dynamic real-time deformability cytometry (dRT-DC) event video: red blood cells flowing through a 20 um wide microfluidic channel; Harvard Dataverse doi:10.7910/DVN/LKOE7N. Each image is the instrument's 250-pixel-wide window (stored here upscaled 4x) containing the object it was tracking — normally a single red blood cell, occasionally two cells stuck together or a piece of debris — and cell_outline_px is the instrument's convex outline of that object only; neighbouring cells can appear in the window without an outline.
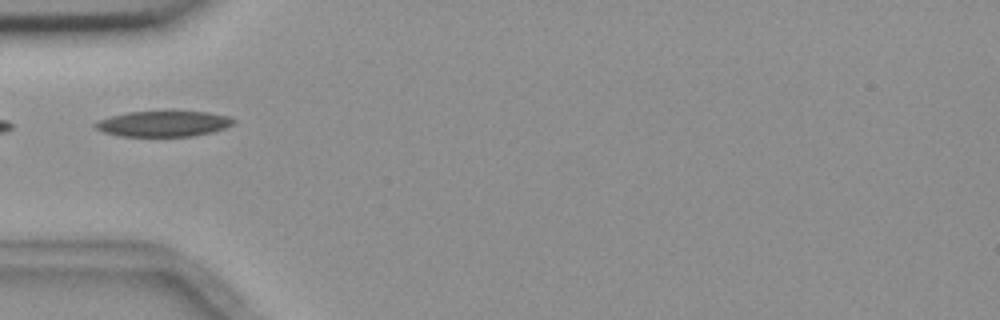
{"species": "common noctule bat (a hibernating species)", "species_latin": "Nyctalus noctula", "temperature_condition": "room temperature", "stored_images_in_passage": 5, "camera_frame_rate_fps": 3000, "um_per_image_px": 0.085, "animal": {"sex": "female", "body_mass_g": 18.4}, "frame": {"image": 1, "passage_image": 2, "time_ms": 1.333, "image_size_px": [1000, 320], "cell_outline_px": [[236, 120], [232, 124], [224, 128], [212, 132], [192, 136], [120, 136], [104, 132], [96, 128], [92, 124], [100, 120], [112, 116], [128, 112], [208, 112], [228, 116]], "centroid_in_image_um": [13.9, 10.52], "position_along_channel_um": 71.1, "area_um2": 20.35}}
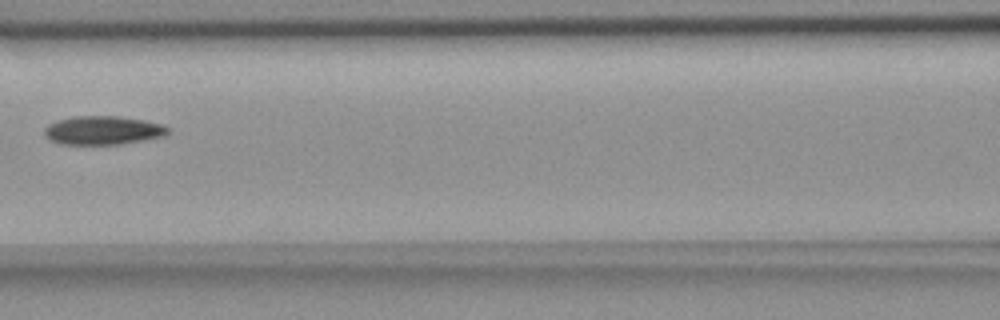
{"frame": {"image": 2, "passage_image": 4, "time_ms": 3.667, "image_size_px": [1000, 320], "cell_outline_px": [[168, 132], [164, 136], [144, 140], [120, 144], [60, 144], [48, 140], [44, 136], [44, 128], [48, 124], [72, 116], [116, 116], [144, 120], [164, 124], [168, 128]], "centroid_in_image_um": [8.72, 11.08], "position_along_channel_um": 157.9, "area_um2": 20.69}}
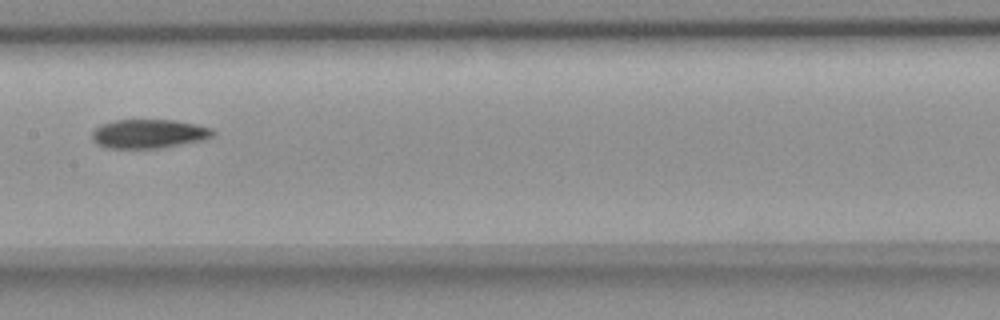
{"frame": {"image": 3, "passage_image": 5, "time_ms": 4.667, "image_size_px": [1000, 320], "cell_outline_px": [[216, 132], [212, 136], [204, 140], [160, 148], [108, 148], [96, 144], [92, 140], [92, 132], [100, 124], [116, 120], [176, 120], [196, 124], [212, 128]], "centroid_in_image_um": [12.65, 11.37], "position_along_channel_um": 194.7, "area_um2": 20.52}}